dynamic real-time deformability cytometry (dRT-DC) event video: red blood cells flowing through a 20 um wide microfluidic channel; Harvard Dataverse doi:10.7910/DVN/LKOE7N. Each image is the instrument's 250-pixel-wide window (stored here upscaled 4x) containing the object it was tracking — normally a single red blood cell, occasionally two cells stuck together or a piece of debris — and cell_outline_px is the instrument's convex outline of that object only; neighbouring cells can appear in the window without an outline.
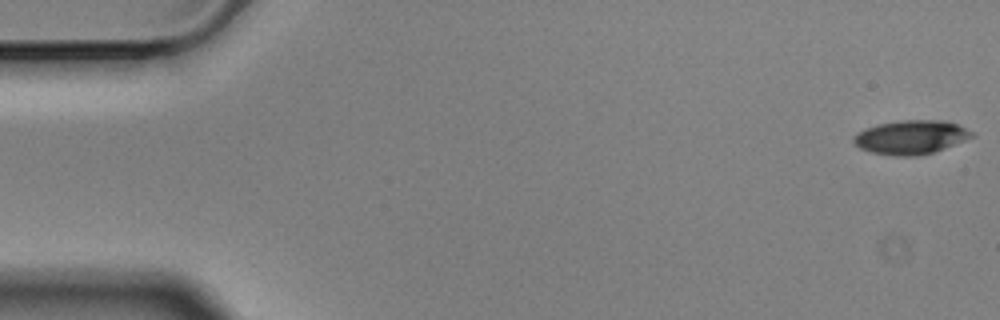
{"species": "Egyptian fruit bat (a non-hibernating species)", "species_latin": "Rousettus aegyptiacus", "temperature_condition": "cold", "stored_images_in_passage": 55, "camera_frame_rate_fps": 3000, "um_per_image_px": 0.085, "animal": {"sex": "male"}, "frame": {"image": 1, "passage_image": 1, "time_ms": 0.0, "image_size_px": [1000, 320], "cell_outline_px": [[976, 136], [944, 148], [932, 152], [916, 156], [892, 156], [872, 152], [860, 148], [852, 140], [852, 136], [856, 132], [880, 124], [900, 120], [940, 120], [956, 124], [972, 132]], "centroid_in_image_um": [77.41, 11.67], "position_along_channel_um": 7.6, "area_um2": 23.12}}
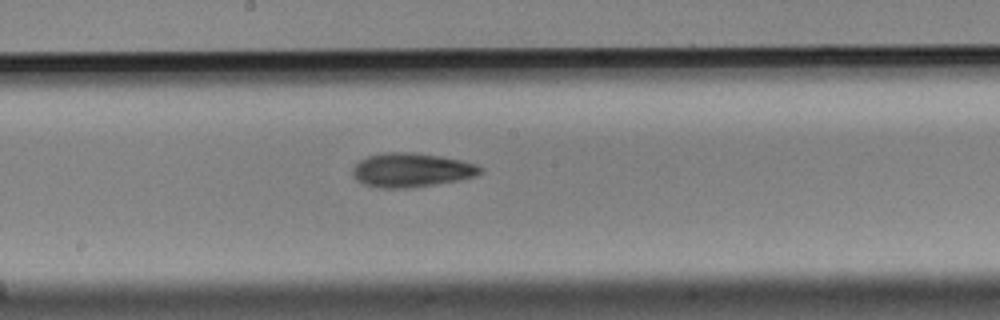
{"frame": {"image": 2, "passage_image": 30, "time_ms": 9.667, "image_size_px": [1000, 320], "cell_outline_px": [[484, 172], [476, 176], [460, 180], [436, 184], [404, 188], [380, 188], [364, 184], [356, 180], [352, 172], [352, 168], [360, 160], [368, 156], [388, 152], [412, 152], [440, 156], [460, 160], [476, 164], [484, 168]], "centroid_in_image_um": [35.0, 14.46], "position_along_channel_um": 213.2, "area_um2": 25.37}}
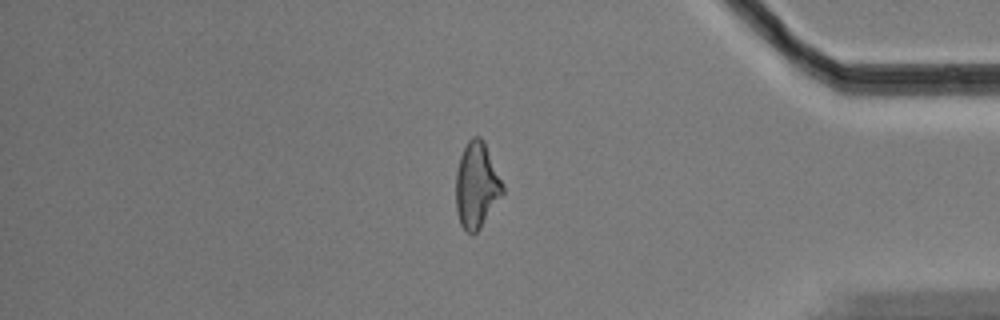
{"frame": {"image": 3, "passage_image": 48, "time_ms": 15.667, "image_size_px": [1000, 320], "cell_outline_px": [[504, 192], [480, 228], [472, 236], [460, 224], [456, 212], [456, 172], [460, 156], [468, 140], [472, 136], [480, 136], [484, 140], [504, 188]], "centroid_in_image_um": [40.49, 15.75], "position_along_channel_um": 394.7, "area_um2": 23.24}}